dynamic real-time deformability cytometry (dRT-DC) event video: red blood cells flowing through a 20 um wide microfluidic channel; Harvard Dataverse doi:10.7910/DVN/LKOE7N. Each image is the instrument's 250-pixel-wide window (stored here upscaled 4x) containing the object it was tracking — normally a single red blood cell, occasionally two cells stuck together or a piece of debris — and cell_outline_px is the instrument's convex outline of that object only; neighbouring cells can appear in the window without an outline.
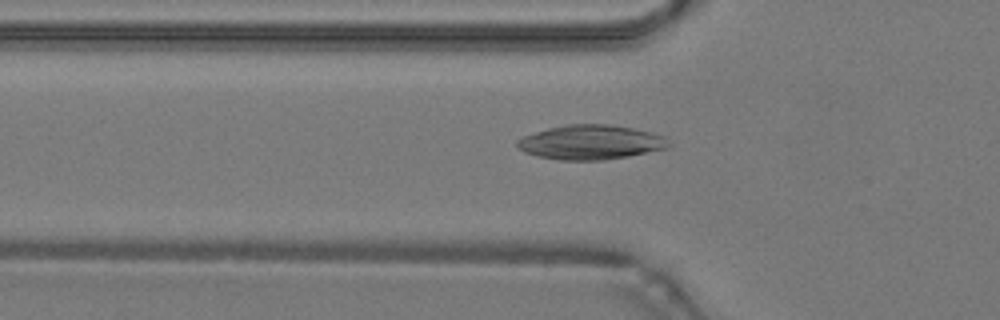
{"species": "common noctule bat (a hibernating species)", "species_latin": "Nyctalus noctula", "temperature_condition": "warm", "stored_images_in_passage": 49, "camera_frame_rate_fps": 3000, "um_per_image_px": 0.085, "animal": {"sex": "male", "body_mass_g": 19.2, "forearm_length_mm": 51.8}, "frame": {"image": 1, "passage_image": 17, "time_ms": 5.333, "image_size_px": [1000, 320], "cell_outline_px": [[672, 144], [668, 148], [628, 156], [604, 160], [560, 160], [536, 156], [524, 152], [516, 144], [516, 140], [524, 136], [548, 128], [568, 124], [608, 124], [632, 128], [652, 132], [664, 136]], "centroid_in_image_um": [50.23, 12.09], "position_along_channel_um": 75.6, "area_um2": 30.46}}
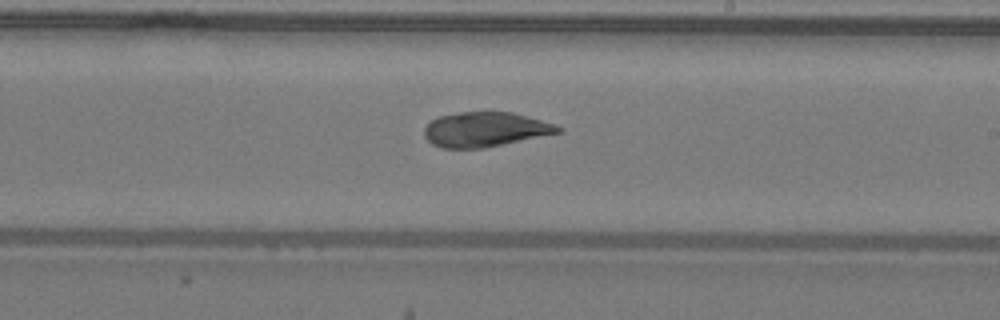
{"frame": {"image": 2, "passage_image": 29, "time_ms": 9.333, "image_size_px": [1000, 320], "cell_outline_px": [[564, 132], [484, 148], [440, 148], [432, 144], [424, 136], [424, 128], [436, 116], [460, 112], [512, 112], [540, 120], [564, 128]], "centroid_in_image_um": [41.23, 11.01], "position_along_channel_um": 247.8, "area_um2": 27.11}}
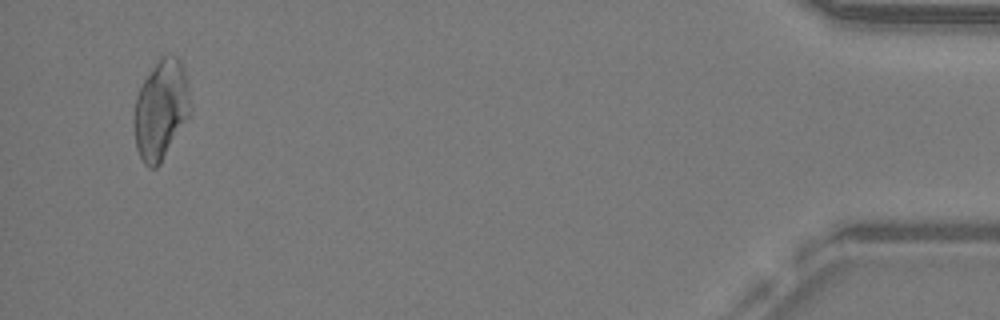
{"frame": {"image": 3, "passage_image": 47, "time_ms": 15.333, "image_size_px": [1000, 320], "cell_outline_px": [[188, 116], [160, 164], [156, 168], [148, 168], [144, 164], [136, 148], [132, 120], [136, 96], [144, 80], [160, 56], [176, 56], [180, 60], [184, 72], [188, 88]], "centroid_in_image_um": [13.61, 9.35], "position_along_channel_um": 421.6, "area_um2": 32.08}, "authors_computed_cell_mechanics": {"area_um2": 29.4202, "velocity_mm_per_s": 4.2861, "shape_relaxation_time_tau1_ms": null, "shape_relaxation_time_tau2_ms": 2.6131, "deformation_change_tau1": null, "deformation_change_tau2": 0.0725}}